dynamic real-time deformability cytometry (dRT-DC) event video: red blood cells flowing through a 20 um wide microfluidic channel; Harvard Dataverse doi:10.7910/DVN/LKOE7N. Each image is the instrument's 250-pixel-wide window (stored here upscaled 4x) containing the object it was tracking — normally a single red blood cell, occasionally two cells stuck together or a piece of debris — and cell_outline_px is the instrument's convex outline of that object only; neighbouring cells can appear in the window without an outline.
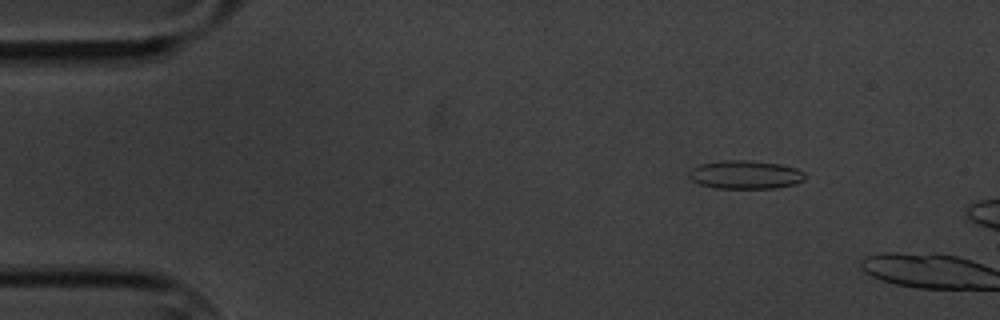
{"species": "common noctule bat (a hibernating species)", "species_latin": "Nyctalus noctula", "temperature_condition": "cold", "stored_images_in_passage": 3, "camera_frame_rate_fps": 3000, "um_per_image_px": 0.085, "animal": {"sex": "male", "body_mass_g": 20.1, "forearm_length_mm": 53.5}, "frame": {"image": 1, "passage_image": 2, "time_ms": 2.0, "image_size_px": [1000, 320], "cell_outline_px": [[804, 180], [796, 184], [776, 188], [716, 188], [700, 184], [692, 180], [688, 176], [688, 172], [692, 168], [700, 164], [724, 160], [748, 160], [780, 164], [796, 168], [804, 172]], "centroid_in_image_um": [63.35, 14.85], "position_along_channel_um": 21.6, "area_um2": 19.25}}